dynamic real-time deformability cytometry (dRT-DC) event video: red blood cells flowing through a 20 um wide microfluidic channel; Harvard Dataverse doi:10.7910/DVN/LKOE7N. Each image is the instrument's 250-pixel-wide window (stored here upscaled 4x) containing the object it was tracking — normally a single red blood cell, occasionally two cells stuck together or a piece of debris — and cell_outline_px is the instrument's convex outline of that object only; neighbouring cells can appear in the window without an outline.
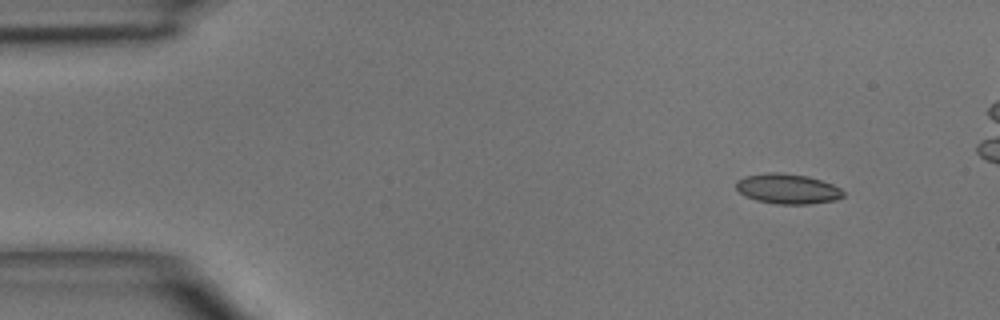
{"species": "common noctule bat (a hibernating species)", "species_latin": "Nyctalus noctula", "temperature_condition": "room temperature", "stored_images_in_passage": 4, "camera_frame_rate_fps": 3000, "um_per_image_px": 0.085, "animal": {"sex": "male", "body_mass_g": 15.6}, "frame": {"image": 1, "passage_image": 1, "time_ms": 0.0, "image_size_px": [1000, 320], "cell_outline_px": [[844, 196], [836, 200], [808, 204], [776, 204], [756, 200], [744, 196], [736, 188], [736, 180], [744, 176], [768, 172], [776, 172], [808, 176], [832, 184], [840, 188], [844, 192]], "centroid_in_image_um": [66.93, 16.05], "position_along_channel_um": 18.1, "area_um2": 18.84}}